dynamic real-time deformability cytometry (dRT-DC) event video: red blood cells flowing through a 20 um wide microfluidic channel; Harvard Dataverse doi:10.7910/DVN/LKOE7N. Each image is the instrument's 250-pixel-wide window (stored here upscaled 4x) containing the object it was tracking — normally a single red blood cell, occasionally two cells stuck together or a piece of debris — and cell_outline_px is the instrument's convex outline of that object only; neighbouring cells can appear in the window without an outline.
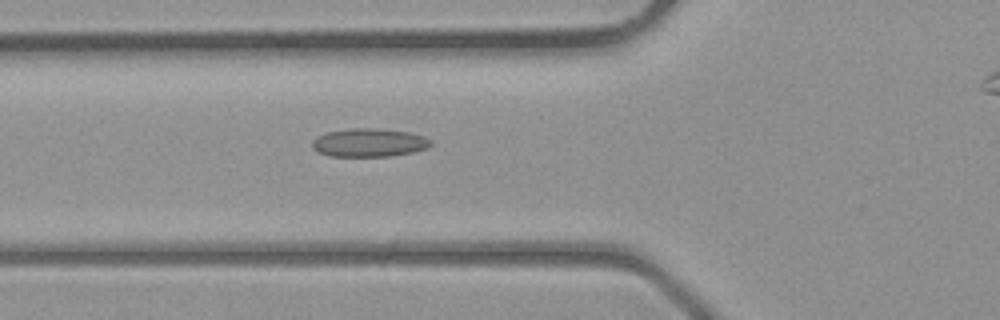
{"species": "common noctule bat (a hibernating species)", "species_latin": "Nyctalus noctula", "temperature_condition": "room temperature", "stored_images_in_passage": 28, "camera_frame_rate_fps": 3000, "um_per_image_px": 0.085, "animal": {"sex": "male", "body_mass_g": 23.1, "forearm_length_mm": 52.7}, "frame": {"image": 1, "passage_image": 6, "time_ms": 1.667, "image_size_px": [1000, 320], "cell_outline_px": [[432, 144], [428, 148], [412, 152], [388, 156], [328, 156], [312, 148], [312, 140], [316, 136], [328, 132], [352, 128], [376, 128], [408, 132], [424, 136], [432, 140]], "centroid_in_image_um": [31.38, 12.12], "position_along_channel_um": 94.4, "area_um2": 19.59}}
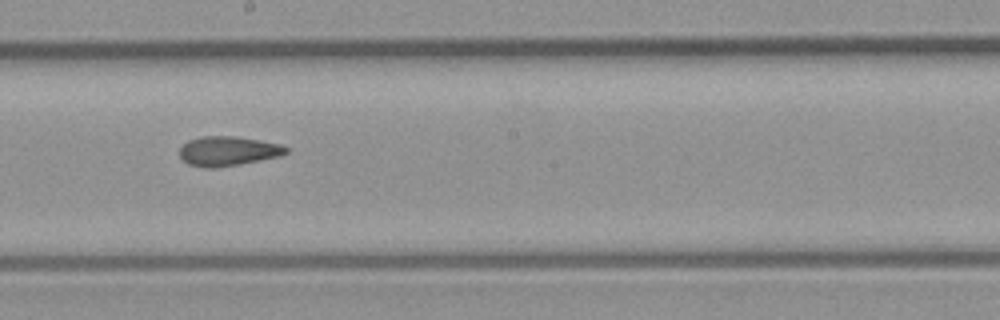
{"frame": {"image": 2, "passage_image": 14, "time_ms": 4.333, "image_size_px": [1000, 320], "cell_outline_px": [[288, 152], [280, 156], [240, 164], [216, 168], [204, 168], [188, 164], [180, 156], [180, 148], [188, 140], [200, 136], [236, 136], [260, 140], [280, 144], [288, 148]], "centroid_in_image_um": [19.37, 12.84], "position_along_channel_um": 228.8, "area_um2": 18.38}}
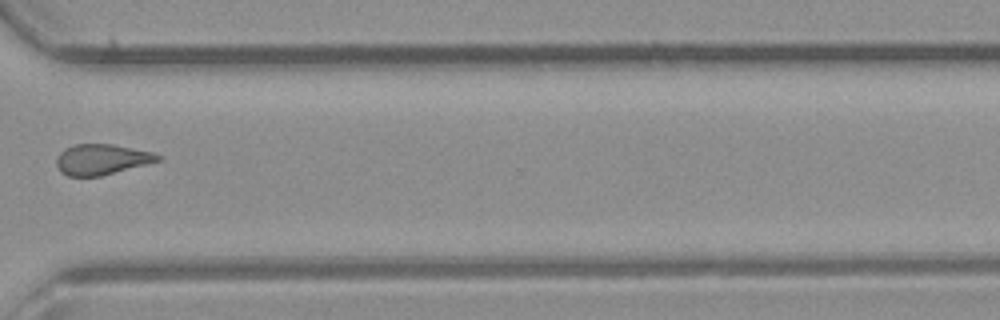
{"frame": {"image": 3, "passage_image": 22, "time_ms": 7.0, "image_size_px": [1000, 320], "cell_outline_px": [[164, 156], [160, 160], [100, 176], [68, 176], [60, 172], [56, 164], [56, 156], [64, 148], [76, 144], [112, 144], [152, 152]], "centroid_in_image_um": [8.6, 13.54], "position_along_channel_um": 362.0, "area_um2": 17.98}}